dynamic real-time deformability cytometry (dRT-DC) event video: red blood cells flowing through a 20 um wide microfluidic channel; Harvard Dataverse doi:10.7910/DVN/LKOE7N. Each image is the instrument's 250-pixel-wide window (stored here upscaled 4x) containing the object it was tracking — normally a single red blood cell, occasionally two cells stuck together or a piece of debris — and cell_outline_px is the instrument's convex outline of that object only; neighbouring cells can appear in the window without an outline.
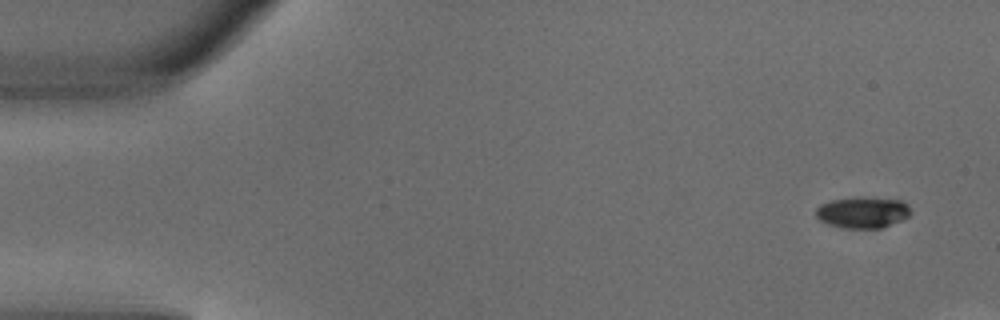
{"species": "common noctule bat (a hibernating species)", "species_latin": "Nyctalus noctula", "temperature_condition": "warm", "stored_images_in_passage": 4, "camera_frame_rate_fps": 3000, "um_per_image_px": 0.085, "animal": {"sex": "male", "body_mass_g": 18.8}, "frame": {"image": 1, "passage_image": 1, "time_ms": 0.0, "image_size_px": [1000, 320], "cell_outline_px": [[912, 212], [908, 216], [884, 228], [844, 228], [828, 224], [820, 220], [816, 216], [816, 208], [820, 204], [832, 200], [860, 196], [900, 200], [908, 204]], "centroid_in_image_um": [73.33, 18.04], "position_along_channel_um": 11.7, "area_um2": 17.4}}